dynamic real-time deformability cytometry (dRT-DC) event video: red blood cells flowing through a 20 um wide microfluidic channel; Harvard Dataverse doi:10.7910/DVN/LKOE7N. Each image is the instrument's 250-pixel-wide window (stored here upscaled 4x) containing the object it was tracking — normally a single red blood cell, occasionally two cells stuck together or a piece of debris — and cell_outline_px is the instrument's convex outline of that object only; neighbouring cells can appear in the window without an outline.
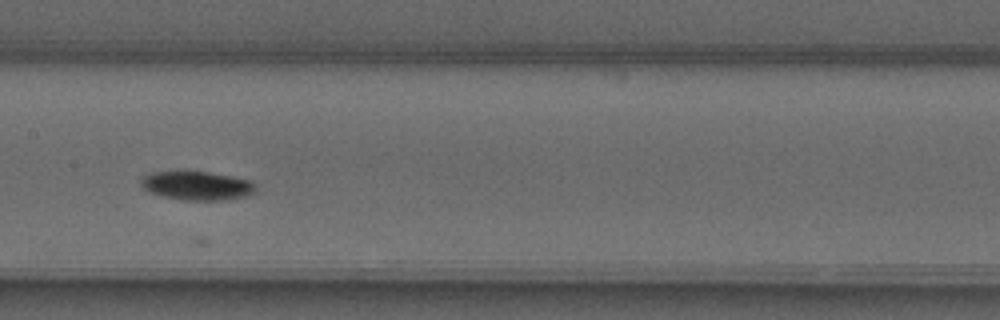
{"species": "common noctule bat (a hibernating species)", "species_latin": "Nyctalus noctula", "temperature_condition": "warm", "stored_images_in_passage": 5, "camera_frame_rate_fps": 3000, "um_per_image_px": 0.085, "animal": {"sex": "male", "forearm_length_mm": 52.5}, "frame": {"image": 1, "passage_image": 4, "time_ms": 3.667, "image_size_px": [1000, 320], "cell_outline_px": [[256, 192], [248, 196], [228, 200], [184, 200], [164, 196], [152, 192], [144, 188], [140, 184], [140, 180], [148, 172], [208, 172], [252, 180], [256, 184]], "centroid_in_image_um": [16.81, 15.79], "position_along_channel_um": 190.6, "area_um2": 19.25}}